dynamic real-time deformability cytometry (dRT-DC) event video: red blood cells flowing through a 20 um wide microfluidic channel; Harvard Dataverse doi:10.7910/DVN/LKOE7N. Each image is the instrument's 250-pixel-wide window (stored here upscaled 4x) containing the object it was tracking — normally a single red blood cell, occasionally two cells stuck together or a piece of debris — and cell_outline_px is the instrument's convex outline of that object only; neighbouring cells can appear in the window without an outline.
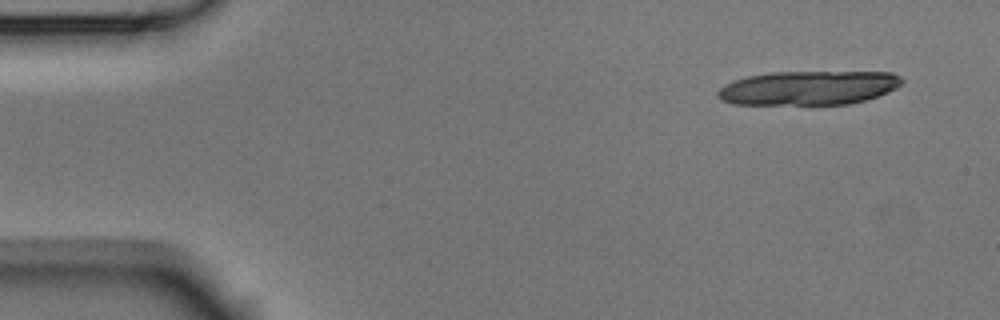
{"species": "Egyptian fruit bat (a non-hibernating species)", "species_latin": "Rousettus aegyptiacus", "temperature_condition": "room temperature", "stored_images_in_passage": 5, "camera_frame_rate_fps": 3000, "um_per_image_px": 0.085, "animal": {"sex": "male"}, "frame": {"image": 1, "passage_image": 1, "time_ms": 0.0, "image_size_px": [1000, 320], "cell_outline_px": [[904, 80], [896, 88], [888, 92], [864, 100], [848, 104], [732, 104], [720, 100], [716, 96], [716, 92], [724, 84], [732, 80], [748, 76], [772, 72], [892, 72], [900, 76]], "centroid_in_image_um": [68.68, 7.46], "position_along_channel_um": 16.3, "area_um2": 36.7}}